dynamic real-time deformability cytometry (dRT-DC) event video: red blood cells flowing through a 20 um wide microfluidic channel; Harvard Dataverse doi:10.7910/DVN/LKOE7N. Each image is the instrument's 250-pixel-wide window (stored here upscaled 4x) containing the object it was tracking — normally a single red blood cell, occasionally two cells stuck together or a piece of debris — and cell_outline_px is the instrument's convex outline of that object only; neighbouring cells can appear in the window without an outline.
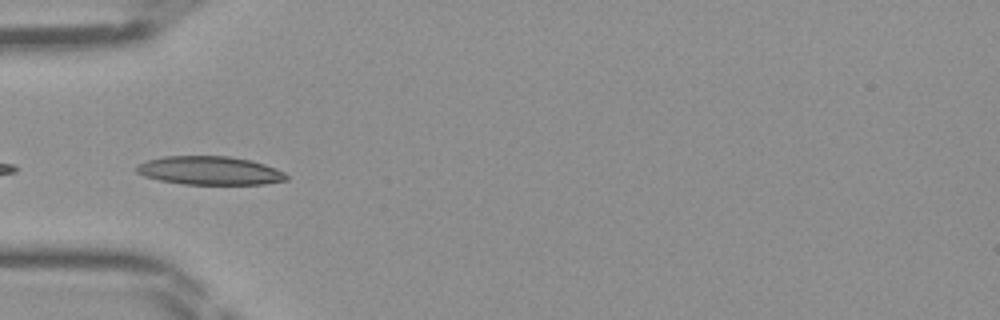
{"species": "Egyptian fruit bat (a non-hibernating species)", "species_latin": "Rousettus aegyptiacus", "temperature_condition": "room temperature", "stored_images_in_passage": 11, "camera_frame_rate_fps": 3000, "um_per_image_px": 0.085, "frame": {"image": 1, "passage_image": 1, "time_ms": 0.0, "image_size_px": [1000, 320], "cell_outline_px": [[288, 180], [264, 184], [184, 184], [160, 180], [144, 176], [136, 172], [136, 164], [148, 160], [164, 156], [228, 156], [252, 160], [276, 168], [284, 172], [288, 176]], "centroid_in_image_um": [17.84, 14.49], "position_along_channel_um": 67.2, "area_um2": 24.97}}